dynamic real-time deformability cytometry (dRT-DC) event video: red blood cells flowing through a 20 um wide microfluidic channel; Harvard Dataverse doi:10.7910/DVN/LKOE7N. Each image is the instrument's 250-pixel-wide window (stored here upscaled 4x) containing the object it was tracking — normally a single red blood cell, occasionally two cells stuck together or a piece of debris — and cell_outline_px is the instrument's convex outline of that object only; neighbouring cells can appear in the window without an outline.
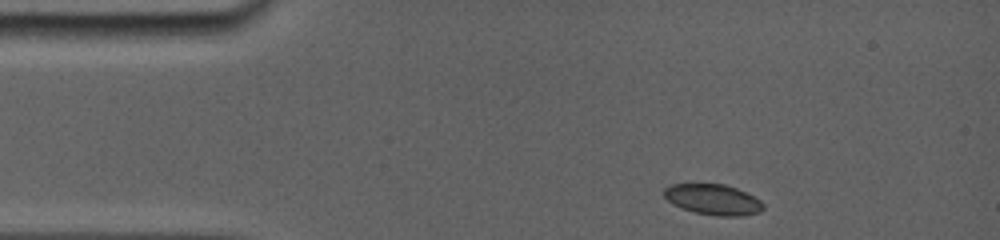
{"species": "common noctule bat (a hibernating species)", "species_latin": "Nyctalus noctula", "temperature_condition": "room temperature", "stored_images_in_passage": 44, "camera_frame_rate_fps": 5000, "um_per_image_px": 0.085, "animal": {"sex": "female", "body_mass_g": 19.0, "forearm_length_mm": 56.7}, "frame": {"image": 1, "passage_image": 1, "time_ms": 0.0, "image_size_px": [1000, 240], "cell_outline_px": [[764, 208], [760, 212], [744, 216], [716, 216], [696, 212], [684, 208], [668, 200], [664, 196], [664, 188], [672, 184], [724, 184], [736, 188], [760, 200], [764, 204]], "centroid_in_image_um": [60.65, 16.96], "position_along_channel_um": 24.4, "area_um2": 17.46}}
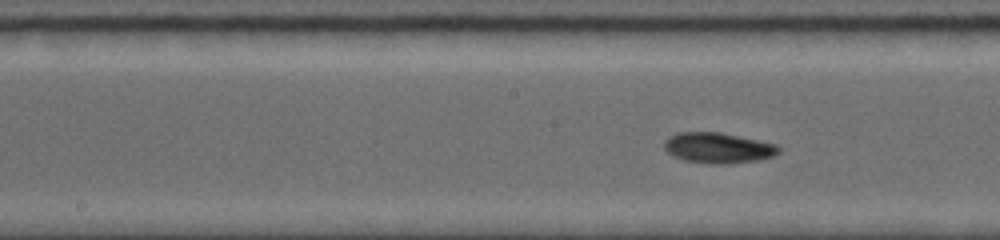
{"frame": {"image": 2, "passage_image": 19, "time_ms": 5.8, "image_size_px": [1000, 240], "cell_outline_px": [[780, 152], [772, 156], [756, 160], [716, 164], [684, 160], [668, 152], [664, 148], [664, 144], [672, 136], [680, 132], [716, 132], [772, 144], [780, 148]], "centroid_in_image_um": [61.01, 12.57], "position_along_channel_um": 187.2, "area_um2": 19.36}}
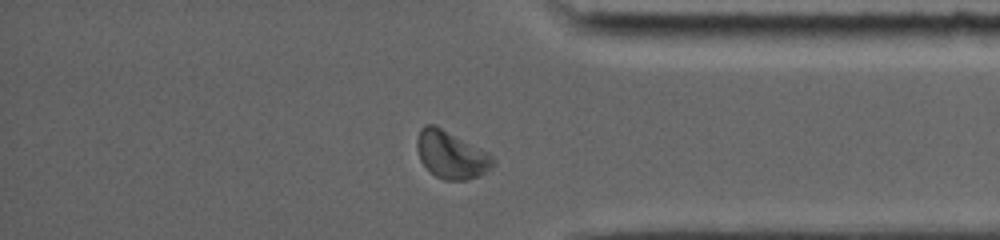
{"frame": {"image": 3, "passage_image": 36, "time_ms": 11.4, "image_size_px": [1000, 240], "cell_outline_px": [[496, 160], [492, 168], [480, 176], [468, 180], [444, 180], [436, 176], [420, 160], [416, 148], [416, 140], [420, 128], [424, 124], [436, 124], [488, 152]], "centroid_in_image_um": [38.36, 13.14], "position_along_channel_um": 396.8, "area_um2": 21.33}, "authors_computed_cell_mechanics": {"area_um2": 19.5653, "velocity_mm_per_s": 3.7921, "shape_relaxation_time_tau1_ms": 5.7246, "shape_relaxation_time_tau2_ms": 4.3371, "deformation_change_tau1": 0.1737, "deformation_change_tau2": 0.0442}}